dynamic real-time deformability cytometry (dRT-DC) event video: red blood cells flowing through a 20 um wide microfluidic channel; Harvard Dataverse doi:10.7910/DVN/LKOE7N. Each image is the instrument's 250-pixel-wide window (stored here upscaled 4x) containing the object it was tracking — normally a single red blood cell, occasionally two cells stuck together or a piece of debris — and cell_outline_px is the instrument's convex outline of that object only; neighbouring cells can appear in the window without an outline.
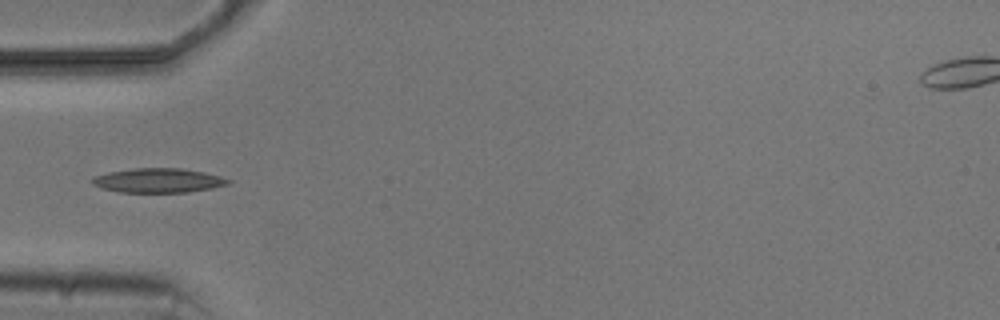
{"species": "common noctule bat (a hibernating species)", "species_latin": "Nyctalus noctula", "temperature_condition": "cold", "stored_images_in_passage": 5, "camera_frame_rate_fps": 3000, "um_per_image_px": 0.085, "animal": {"sex": "male", "body_mass_g": 20.5, "forearm_length_mm": 52.5}, "frame": {"image": 1, "passage_image": 5, "time_ms": 5.667, "image_size_px": [1000, 320], "cell_outline_px": [[232, 180], [228, 184], [212, 188], [188, 192], [120, 192], [100, 188], [92, 184], [92, 176], [108, 172], [136, 168], [180, 168], [204, 172], [220, 176]], "centroid_in_image_um": [13.43, 15.34], "position_along_channel_um": 71.6, "area_um2": 19.31}}